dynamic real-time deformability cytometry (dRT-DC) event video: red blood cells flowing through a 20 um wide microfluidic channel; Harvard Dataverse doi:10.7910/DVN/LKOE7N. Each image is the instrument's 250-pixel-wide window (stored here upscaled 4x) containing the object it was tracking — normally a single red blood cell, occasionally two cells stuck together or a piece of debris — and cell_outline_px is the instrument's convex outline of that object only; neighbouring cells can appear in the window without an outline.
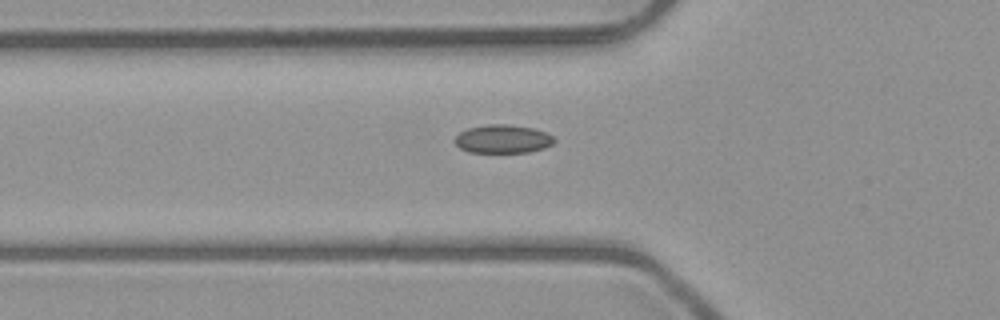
{"species": "common noctule bat (a hibernating species)", "species_latin": "Nyctalus noctula", "temperature_condition": "room temperature", "stored_images_in_passage": 5, "camera_frame_rate_fps": 3000, "um_per_image_px": 0.085, "animal": {"sex": "male", "body_mass_g": 23.1, "forearm_length_mm": 52.7}, "frame": {"image": 1, "passage_image": 5, "time_ms": 4.667, "image_size_px": [1000, 320], "cell_outline_px": [[556, 140], [552, 144], [544, 148], [528, 152], [468, 152], [460, 148], [452, 140], [460, 132], [468, 128], [488, 124], [508, 124], [532, 128], [544, 132], [552, 136]], "centroid_in_image_um": [42.71, 11.81], "position_along_channel_um": 83.1, "area_um2": 16.42}}